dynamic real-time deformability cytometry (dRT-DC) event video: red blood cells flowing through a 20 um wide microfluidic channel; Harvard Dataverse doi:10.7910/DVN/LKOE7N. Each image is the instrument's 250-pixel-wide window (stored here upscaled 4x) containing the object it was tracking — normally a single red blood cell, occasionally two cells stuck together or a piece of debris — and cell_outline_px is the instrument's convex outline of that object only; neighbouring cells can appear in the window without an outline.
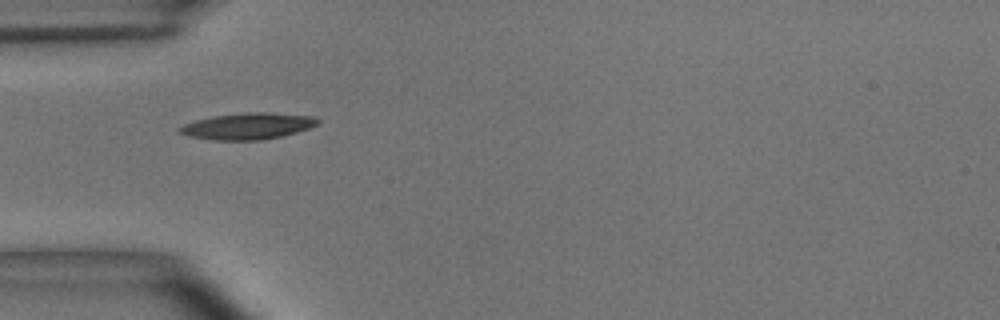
{"species": "common noctule bat (a hibernating species)", "species_latin": "Nyctalus noctula", "temperature_condition": "room temperature", "stored_images_in_passage": 7, "camera_frame_rate_fps": 3000, "um_per_image_px": 0.085, "animal": {"sex": "male", "body_mass_g": 15.6}, "frame": {"image": 1, "passage_image": 6, "time_ms": 1.667, "image_size_px": [1000, 320], "cell_outline_px": [[320, 124], [296, 132], [280, 136], [260, 140], [212, 140], [192, 136], [180, 132], [176, 128], [184, 124], [196, 120], [212, 116], [244, 112], [268, 112], [316, 116], [320, 120]], "centroid_in_image_um": [21.1, 10.7], "position_along_channel_um": 63.9, "area_um2": 21.27}}
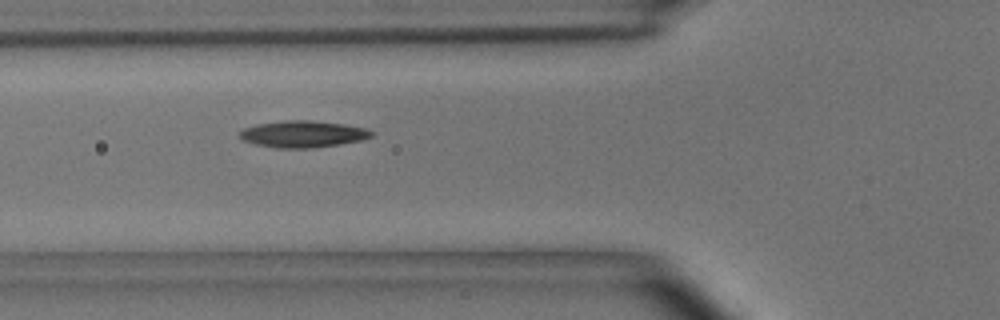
{"frame": {"image": 2, "passage_image": 7, "time_ms": 2.0, "image_size_px": [1000, 320], "cell_outline_px": [[372, 136], [360, 140], [340, 144], [312, 148], [276, 148], [256, 144], [244, 140], [240, 136], [240, 132], [244, 128], [256, 124], [284, 120], [308, 120], [344, 124], [368, 128], [372, 132]], "centroid_in_image_um": [25.75, 11.39], "position_along_channel_um": 100.0, "area_um2": 20.4}}